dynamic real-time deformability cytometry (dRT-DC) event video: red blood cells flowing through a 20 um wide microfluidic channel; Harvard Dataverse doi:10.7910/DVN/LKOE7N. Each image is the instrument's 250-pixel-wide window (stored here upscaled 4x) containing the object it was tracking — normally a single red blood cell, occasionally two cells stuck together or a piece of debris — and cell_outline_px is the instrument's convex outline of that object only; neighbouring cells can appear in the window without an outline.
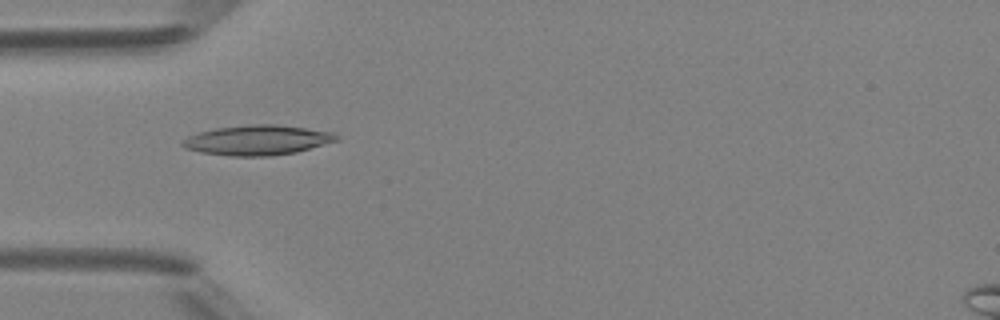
{"species": "Egyptian fruit bat (a non-hibernating species)", "species_latin": "Rousettus aegyptiacus", "temperature_condition": "room temperature", "stored_images_in_passage": 5, "camera_frame_rate_fps": 3000, "um_per_image_px": 0.085, "animal": {"sex": "female"}, "frame": {"image": 1, "passage_image": 4, "time_ms": 4.333, "image_size_px": [1000, 320], "cell_outline_px": [[340, 140], [296, 152], [268, 156], [232, 156], [200, 152], [188, 148], [180, 144], [188, 136], [200, 132], [216, 128], [252, 124], [276, 124], [332, 132], [340, 136]], "centroid_in_image_um": [21.92, 11.91], "position_along_channel_um": 63.1, "area_um2": 26.65}}
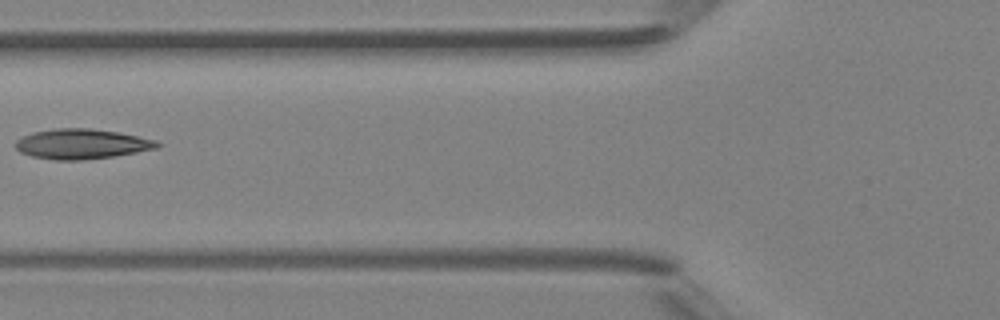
{"frame": {"image": 2, "passage_image": 5, "time_ms": 5.667, "image_size_px": [1000, 320], "cell_outline_px": [[164, 144], [156, 148], [136, 152], [112, 156], [84, 160], [56, 160], [32, 156], [20, 152], [16, 148], [16, 140], [32, 132], [56, 128], [88, 128], [120, 132], [156, 140]], "centroid_in_image_um": [6.96, 12.23], "position_along_channel_um": 118.8, "area_um2": 24.74}}